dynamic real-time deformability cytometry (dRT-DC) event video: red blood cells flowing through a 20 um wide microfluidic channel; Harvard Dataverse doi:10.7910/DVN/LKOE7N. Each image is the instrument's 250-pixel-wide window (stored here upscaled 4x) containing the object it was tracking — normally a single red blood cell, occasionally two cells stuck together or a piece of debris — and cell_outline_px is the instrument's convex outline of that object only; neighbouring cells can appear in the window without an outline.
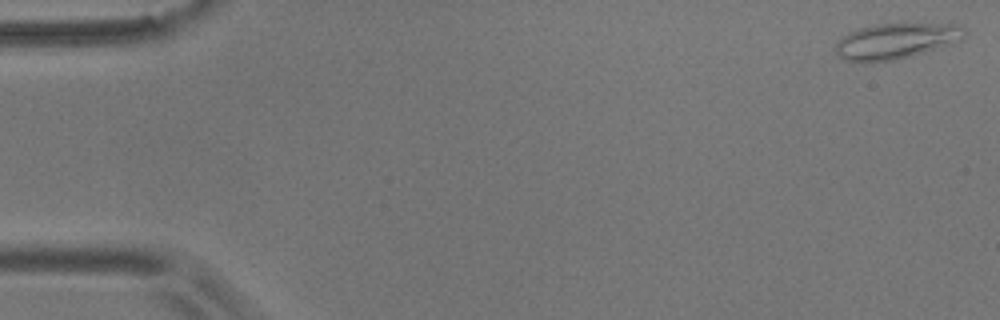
{"species": "common noctule bat (a hibernating species)", "species_latin": "Nyctalus noctula", "temperature_condition": "room temperature", "stored_images_in_passage": 55, "camera_frame_rate_fps": 3000, "um_per_image_px": 0.085, "animal": {"sex": "male", "body_mass_g": 17.9}, "frame": {"image": 1, "passage_image": 1, "time_ms": 0.0, "image_size_px": [1000, 320], "cell_outline_px": [[964, 32], [960, 40], [952, 44], [924, 52], [892, 60], [864, 64], [844, 60], [836, 52], [836, 40], [848, 32], [860, 28], [876, 24], [904, 20], [960, 24], [964, 28]], "centroid_in_image_um": [76.16, 3.43], "position_along_channel_um": 8.8, "area_um2": 28.03}}
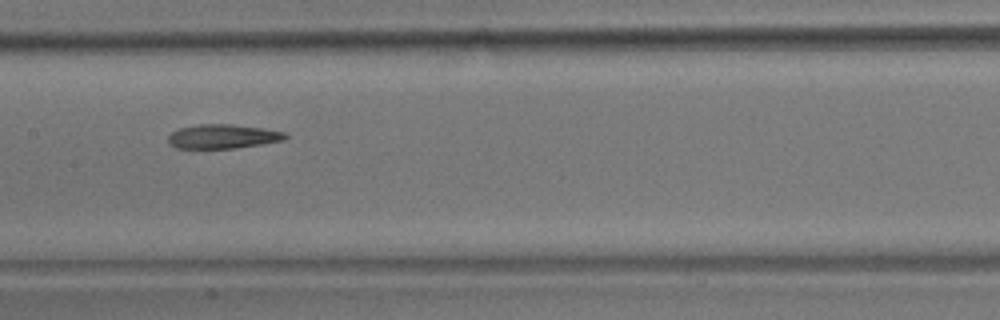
{"frame": {"image": 2, "passage_image": 27, "time_ms": 8.667, "image_size_px": [1000, 320], "cell_outline_px": [[288, 136], [284, 140], [264, 144], [236, 148], [176, 148], [168, 144], [168, 136], [172, 132], [180, 128], [200, 124], [232, 124], [264, 128], [284, 132]], "centroid_in_image_um": [18.95, 11.6], "position_along_channel_um": 188.5, "area_um2": 16.59}}
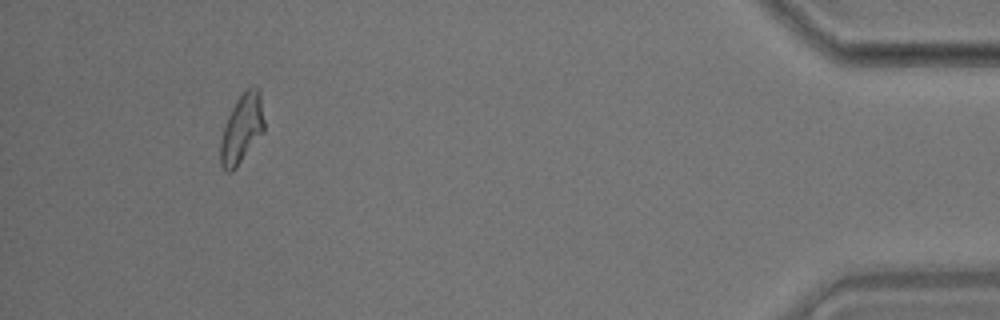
{"frame": {"image": 3, "passage_image": 51, "time_ms": 16.667, "image_size_px": [1000, 320], "cell_outline_px": [[264, 132], [236, 168], [232, 172], [228, 172], [220, 164], [220, 144], [224, 128], [228, 116], [236, 100], [252, 84], [256, 84], [260, 88], [264, 120]], "centroid_in_image_um": [20.58, 10.91], "position_along_channel_um": 414.6, "area_um2": 17.69}, "authors_computed_cell_mechanics": {"area_um2": 17.6868, "velocity_mm_per_s": 3.6372, "shape_relaxation_time_tau1_ms": 8.8311, "shape_relaxation_time_tau2_ms": 5.4489, "deformation_change_tau1": 0.2431, "deformation_change_tau2": 0.1387}}